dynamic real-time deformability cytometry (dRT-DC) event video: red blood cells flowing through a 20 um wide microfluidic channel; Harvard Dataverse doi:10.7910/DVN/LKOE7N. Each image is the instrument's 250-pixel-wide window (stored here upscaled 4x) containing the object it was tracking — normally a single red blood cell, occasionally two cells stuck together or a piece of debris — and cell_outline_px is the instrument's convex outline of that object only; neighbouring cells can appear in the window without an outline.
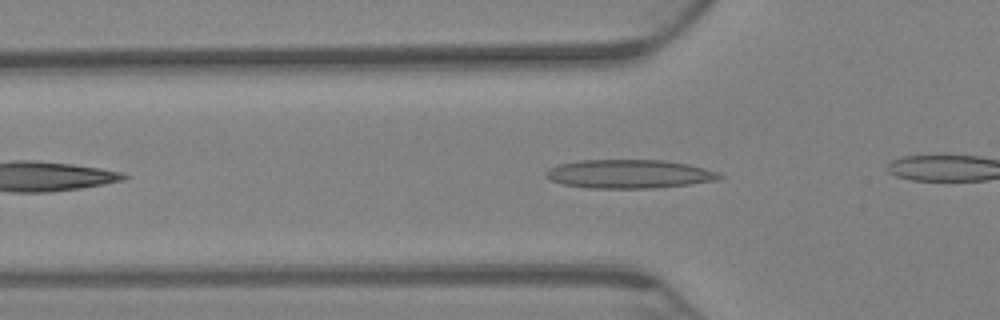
{"species": "Egyptian fruit bat (a non-hibernating species)", "species_latin": "Rousettus aegyptiacus", "temperature_condition": "warm", "stored_images_in_passage": 41, "camera_frame_rate_fps": 3000, "um_per_image_px": 0.085, "animal": {"sex": "female"}, "frame": {"image": 1, "passage_image": 9, "time_ms": 2.667, "image_size_px": [1000, 320], "cell_outline_px": [[724, 176], [716, 180], [688, 184], [656, 188], [588, 188], [564, 184], [552, 180], [544, 176], [544, 172], [548, 168], [560, 164], [580, 160], [664, 160], [688, 164], [720, 172]], "centroid_in_image_um": [53.47, 14.78], "position_along_channel_um": 72.3, "area_um2": 29.02}}
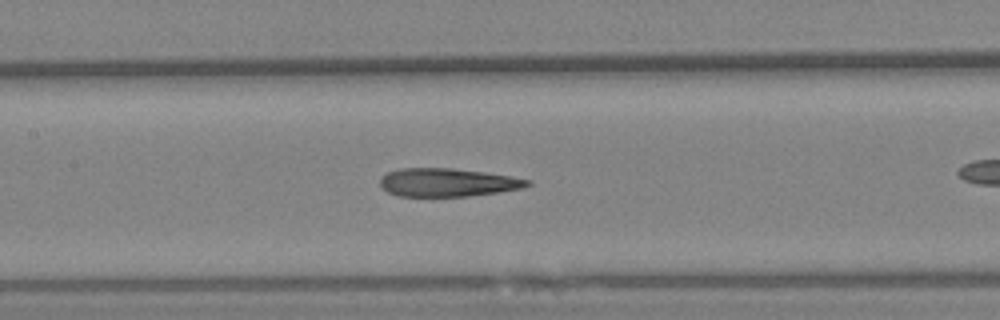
{"frame": {"image": 2, "passage_image": 19, "time_ms": 6.0, "image_size_px": [1000, 320], "cell_outline_px": [[532, 184], [520, 188], [500, 192], [468, 196], [396, 196], [380, 188], [380, 176], [388, 172], [400, 168], [452, 168], [484, 172], [512, 176], [532, 180]], "centroid_in_image_um": [38.02, 15.5], "position_along_channel_um": 169.4, "area_um2": 24.45}}
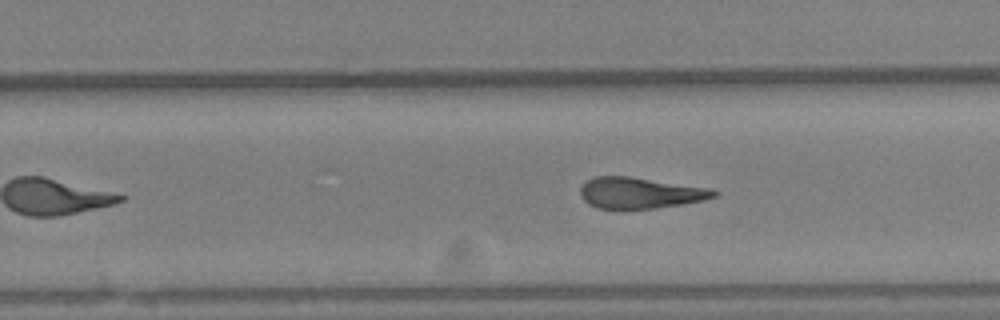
{"frame": {"image": 3, "passage_image": 30, "time_ms": 9.667, "image_size_px": [1000, 320], "cell_outline_px": [[720, 192], [716, 196], [704, 200], [656, 208], [596, 208], [588, 204], [580, 196], [580, 188], [592, 176], [628, 176], [708, 188]], "centroid_in_image_um": [54.37, 16.39], "position_along_channel_um": 275.4, "area_um2": 23.93}}